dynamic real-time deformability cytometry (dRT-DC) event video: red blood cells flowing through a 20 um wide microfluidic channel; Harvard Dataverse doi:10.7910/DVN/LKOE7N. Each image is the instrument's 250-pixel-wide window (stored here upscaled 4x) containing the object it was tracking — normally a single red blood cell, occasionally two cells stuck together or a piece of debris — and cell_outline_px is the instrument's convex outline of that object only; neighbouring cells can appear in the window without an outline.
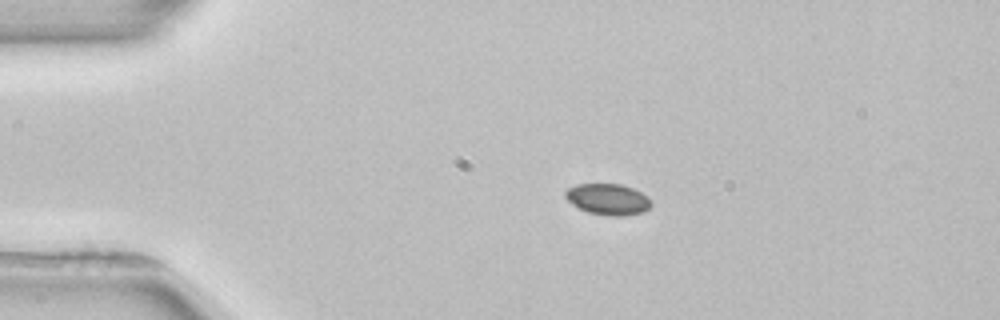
{"species": "common noctule bat (a hibernating species)", "species_latin": "Nyctalus noctula", "temperature_condition": "room temperature", "stored_images_in_passage": 1, "camera_frame_rate_fps": 3000, "um_per_image_px": 0.085, "animal": {"sex": "female", "body_mass_g": 22.7, "forearm_length_mm": 54.2}, "frame": {"image": 1, "passage_image": 1, "time_ms": 0.0, "image_size_px": [1000, 320], "cell_outline_px": [[652, 204], [644, 212], [624, 216], [612, 216], [588, 212], [572, 204], [564, 196], [564, 192], [568, 188], [576, 184], [620, 184], [632, 188], [648, 196]], "centroid_in_image_um": [51.68, 16.94], "position_along_channel_um": 33.3, "area_um2": 15.55}}